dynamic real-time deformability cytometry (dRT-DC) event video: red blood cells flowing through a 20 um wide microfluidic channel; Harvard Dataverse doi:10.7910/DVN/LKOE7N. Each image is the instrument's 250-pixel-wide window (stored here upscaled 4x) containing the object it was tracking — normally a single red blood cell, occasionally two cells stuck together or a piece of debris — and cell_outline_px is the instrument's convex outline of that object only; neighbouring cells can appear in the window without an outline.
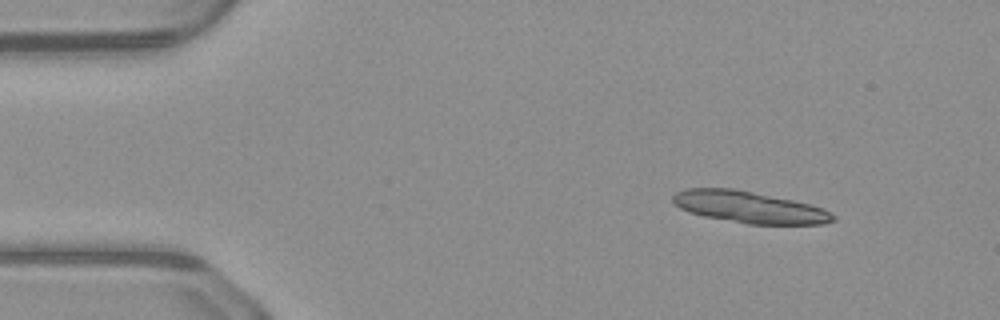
{"species": "common noctule bat (a hibernating species)", "species_latin": "Nyctalus noctula", "temperature_condition": "warm", "stored_images_in_passage": 45, "camera_frame_rate_fps": 3000, "um_per_image_px": 0.085, "animal": {"sex": "male", "body_mass_g": 23.1, "forearm_length_mm": 52.7}, "frame": {"image": 1, "passage_image": 1, "time_ms": 0.0, "image_size_px": [1000, 320], "cell_outline_px": [[836, 220], [824, 224], [748, 224], [704, 216], [688, 212], [680, 208], [672, 200], [672, 196], [676, 192], [688, 188], [732, 188], [792, 200], [824, 208], [836, 216]], "centroid_in_image_um": [63.69, 17.61], "position_along_channel_um": 21.3, "area_um2": 29.36}}
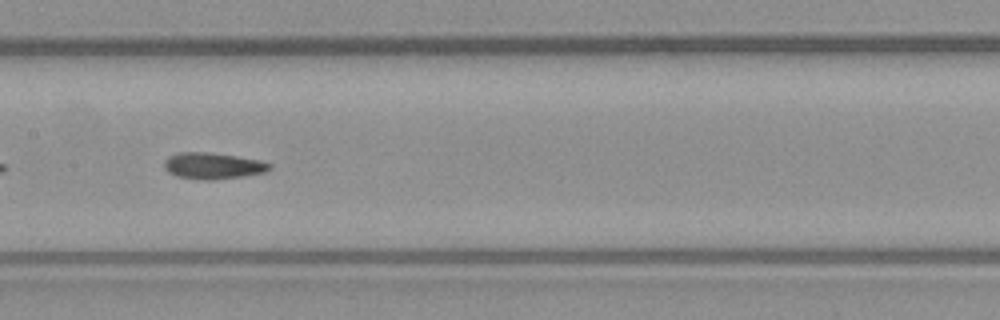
{"frame": {"image": 2, "passage_image": 20, "time_ms": 6.333, "image_size_px": [1000, 320], "cell_outline_px": [[272, 168], [264, 172], [240, 176], [212, 180], [204, 180], [176, 176], [168, 172], [164, 168], [164, 160], [168, 156], [176, 152], [208, 152], [236, 156], [260, 160], [272, 164]], "centroid_in_image_um": [18.06, 14.08], "position_along_channel_um": 189.3, "area_um2": 16.18}}
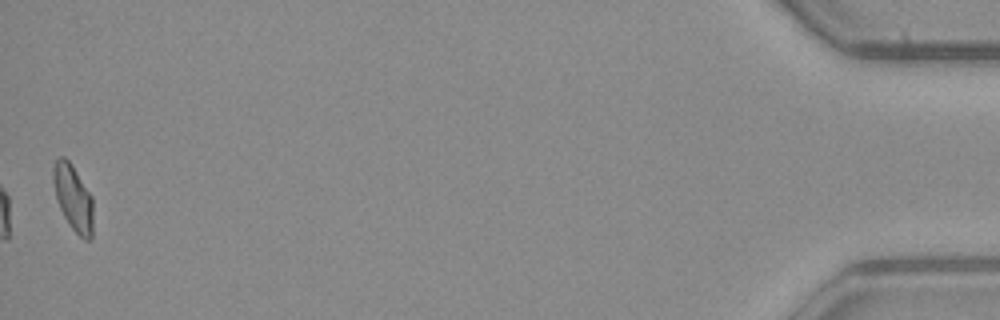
{"frame": {"image": 3, "passage_image": 45, "time_ms": 14.667, "image_size_px": [1000, 320], "cell_outline_px": [[92, 240], [84, 240], [72, 228], [64, 216], [60, 208], [56, 196], [52, 180], [52, 168], [56, 160], [60, 156], [64, 156], [72, 164], [92, 196]], "centroid_in_image_um": [6.21, 16.79], "position_along_channel_um": 429.0, "area_um2": 15.32}, "authors_computed_cell_mechanics": {"area_um2": 15.9528, "velocity_mm_per_s": 4.1221, "shape_relaxation_time_tau1_ms": null, "shape_relaxation_time_tau2_ms": 1.7391, "deformation_change_tau1": null, "deformation_change_tau2": 0.0754}}